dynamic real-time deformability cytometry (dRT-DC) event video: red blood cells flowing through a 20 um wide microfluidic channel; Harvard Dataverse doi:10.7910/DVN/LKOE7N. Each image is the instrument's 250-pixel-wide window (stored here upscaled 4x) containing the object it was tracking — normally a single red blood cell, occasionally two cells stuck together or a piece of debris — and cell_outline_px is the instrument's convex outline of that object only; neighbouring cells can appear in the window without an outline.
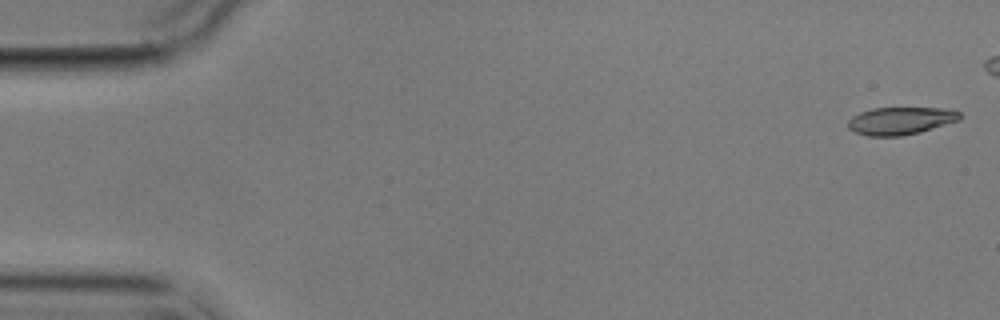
{"species": "common noctule bat (a hibernating species)", "species_latin": "Nyctalus noctula", "temperature_condition": "cold", "stored_images_in_passage": 7, "camera_frame_rate_fps": 3000, "um_per_image_px": 0.085, "animal": {"sex": "male", "body_mass_g": 17.9}, "frame": {"image": 1, "passage_image": 1, "time_ms": 0.0, "image_size_px": [1000, 320], "cell_outline_px": [[960, 120], [920, 132], [900, 136], [868, 136], [856, 132], [848, 128], [848, 120], [852, 116], [860, 112], [872, 108], [956, 108], [960, 112]], "centroid_in_image_um": [76.58, 10.25], "position_along_channel_um": 8.4, "area_um2": 18.09}}